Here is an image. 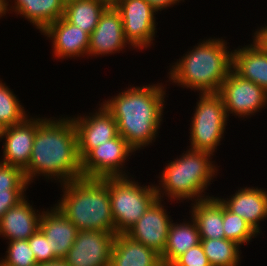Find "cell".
Segmentation results:
<instances>
[{
    "label": "cell",
    "mask_w": 267,
    "mask_h": 266,
    "mask_svg": "<svg viewBox=\"0 0 267 266\" xmlns=\"http://www.w3.org/2000/svg\"><path fill=\"white\" fill-rule=\"evenodd\" d=\"M38 117L30 162L24 170L29 185L41 176L58 184L83 177L77 132L71 116Z\"/></svg>",
    "instance_id": "6da1fadb"
},
{
    "label": "cell",
    "mask_w": 267,
    "mask_h": 266,
    "mask_svg": "<svg viewBox=\"0 0 267 266\" xmlns=\"http://www.w3.org/2000/svg\"><path fill=\"white\" fill-rule=\"evenodd\" d=\"M167 86L152 83L126 87L101 102L116 120L118 133L138 152L154 144L163 122Z\"/></svg>",
    "instance_id": "7a4b0ae2"
},
{
    "label": "cell",
    "mask_w": 267,
    "mask_h": 266,
    "mask_svg": "<svg viewBox=\"0 0 267 266\" xmlns=\"http://www.w3.org/2000/svg\"><path fill=\"white\" fill-rule=\"evenodd\" d=\"M222 38L200 39L193 49L169 65L167 83L199 94L218 93L233 66V50L229 49V42Z\"/></svg>",
    "instance_id": "3957f363"
},
{
    "label": "cell",
    "mask_w": 267,
    "mask_h": 266,
    "mask_svg": "<svg viewBox=\"0 0 267 266\" xmlns=\"http://www.w3.org/2000/svg\"><path fill=\"white\" fill-rule=\"evenodd\" d=\"M186 149L179 158L168 161L161 174L159 173V185L155 184V188L160 200L184 203L214 196L206 192L220 171V166L215 165L217 162L212 160L214 154Z\"/></svg>",
    "instance_id": "277c9868"
},
{
    "label": "cell",
    "mask_w": 267,
    "mask_h": 266,
    "mask_svg": "<svg viewBox=\"0 0 267 266\" xmlns=\"http://www.w3.org/2000/svg\"><path fill=\"white\" fill-rule=\"evenodd\" d=\"M60 185L54 205L79 231L115 232L108 178L81 177Z\"/></svg>",
    "instance_id": "5b68a950"
},
{
    "label": "cell",
    "mask_w": 267,
    "mask_h": 266,
    "mask_svg": "<svg viewBox=\"0 0 267 266\" xmlns=\"http://www.w3.org/2000/svg\"><path fill=\"white\" fill-rule=\"evenodd\" d=\"M134 176L108 178L116 234H125L159 199L155 184L141 185Z\"/></svg>",
    "instance_id": "8992f818"
},
{
    "label": "cell",
    "mask_w": 267,
    "mask_h": 266,
    "mask_svg": "<svg viewBox=\"0 0 267 266\" xmlns=\"http://www.w3.org/2000/svg\"><path fill=\"white\" fill-rule=\"evenodd\" d=\"M197 95L199 99L192 113L189 129L190 146L187 147L215 154L227 133L225 130L228 129L226 126L229 118L222 98L217 93Z\"/></svg>",
    "instance_id": "52a82bcc"
},
{
    "label": "cell",
    "mask_w": 267,
    "mask_h": 266,
    "mask_svg": "<svg viewBox=\"0 0 267 266\" xmlns=\"http://www.w3.org/2000/svg\"><path fill=\"white\" fill-rule=\"evenodd\" d=\"M134 152L126 140L118 135L91 149L81 159L83 177L101 179L131 177L133 175L126 171L125 164L132 155H135Z\"/></svg>",
    "instance_id": "ba28073f"
},
{
    "label": "cell",
    "mask_w": 267,
    "mask_h": 266,
    "mask_svg": "<svg viewBox=\"0 0 267 266\" xmlns=\"http://www.w3.org/2000/svg\"><path fill=\"white\" fill-rule=\"evenodd\" d=\"M217 94L222 98L228 118L231 114L245 120L267 108V92L252 81L241 78L233 70Z\"/></svg>",
    "instance_id": "9c48e42d"
},
{
    "label": "cell",
    "mask_w": 267,
    "mask_h": 266,
    "mask_svg": "<svg viewBox=\"0 0 267 266\" xmlns=\"http://www.w3.org/2000/svg\"><path fill=\"white\" fill-rule=\"evenodd\" d=\"M115 8L121 15L124 37L132 50L154 46L158 13L146 0H120Z\"/></svg>",
    "instance_id": "30bf717a"
},
{
    "label": "cell",
    "mask_w": 267,
    "mask_h": 266,
    "mask_svg": "<svg viewBox=\"0 0 267 266\" xmlns=\"http://www.w3.org/2000/svg\"><path fill=\"white\" fill-rule=\"evenodd\" d=\"M88 115L80 114L72 116L71 119L76 128L78 153L82 159L91 149L113 139L119 135L116 120L112 114L101 103Z\"/></svg>",
    "instance_id": "8fae6325"
},
{
    "label": "cell",
    "mask_w": 267,
    "mask_h": 266,
    "mask_svg": "<svg viewBox=\"0 0 267 266\" xmlns=\"http://www.w3.org/2000/svg\"><path fill=\"white\" fill-rule=\"evenodd\" d=\"M115 232L78 231L64 260L71 266H110Z\"/></svg>",
    "instance_id": "7c38bea8"
},
{
    "label": "cell",
    "mask_w": 267,
    "mask_h": 266,
    "mask_svg": "<svg viewBox=\"0 0 267 266\" xmlns=\"http://www.w3.org/2000/svg\"><path fill=\"white\" fill-rule=\"evenodd\" d=\"M164 200L158 199L139 220L125 233L132 240L162 254L173 217L165 209Z\"/></svg>",
    "instance_id": "4fadbf2b"
},
{
    "label": "cell",
    "mask_w": 267,
    "mask_h": 266,
    "mask_svg": "<svg viewBox=\"0 0 267 266\" xmlns=\"http://www.w3.org/2000/svg\"><path fill=\"white\" fill-rule=\"evenodd\" d=\"M126 47L132 48L125 40L121 15L115 7H107L90 34L88 59L114 55Z\"/></svg>",
    "instance_id": "5bb4252c"
},
{
    "label": "cell",
    "mask_w": 267,
    "mask_h": 266,
    "mask_svg": "<svg viewBox=\"0 0 267 266\" xmlns=\"http://www.w3.org/2000/svg\"><path fill=\"white\" fill-rule=\"evenodd\" d=\"M36 130L37 116L31 114L22 122L5 127L1 138V142L4 141L0 161L24 171L30 162Z\"/></svg>",
    "instance_id": "9a60e30c"
},
{
    "label": "cell",
    "mask_w": 267,
    "mask_h": 266,
    "mask_svg": "<svg viewBox=\"0 0 267 266\" xmlns=\"http://www.w3.org/2000/svg\"><path fill=\"white\" fill-rule=\"evenodd\" d=\"M41 35L51 40L55 59L88 58L90 35L63 17L47 26Z\"/></svg>",
    "instance_id": "2e32d148"
},
{
    "label": "cell",
    "mask_w": 267,
    "mask_h": 266,
    "mask_svg": "<svg viewBox=\"0 0 267 266\" xmlns=\"http://www.w3.org/2000/svg\"><path fill=\"white\" fill-rule=\"evenodd\" d=\"M239 188L229 198H218L230 212L243 218L260 235V223L267 219V189L249 186Z\"/></svg>",
    "instance_id": "e0dca14e"
},
{
    "label": "cell",
    "mask_w": 267,
    "mask_h": 266,
    "mask_svg": "<svg viewBox=\"0 0 267 266\" xmlns=\"http://www.w3.org/2000/svg\"><path fill=\"white\" fill-rule=\"evenodd\" d=\"M42 210L39 230L46 236L53 255L57 259H64L72 247L79 230L54 204L52 207L47 209L45 207Z\"/></svg>",
    "instance_id": "ac0fdd59"
},
{
    "label": "cell",
    "mask_w": 267,
    "mask_h": 266,
    "mask_svg": "<svg viewBox=\"0 0 267 266\" xmlns=\"http://www.w3.org/2000/svg\"><path fill=\"white\" fill-rule=\"evenodd\" d=\"M26 195L0 219V237L7 241L27 240L38 229L42 210L30 204Z\"/></svg>",
    "instance_id": "d6986e66"
},
{
    "label": "cell",
    "mask_w": 267,
    "mask_h": 266,
    "mask_svg": "<svg viewBox=\"0 0 267 266\" xmlns=\"http://www.w3.org/2000/svg\"><path fill=\"white\" fill-rule=\"evenodd\" d=\"M10 13L19 15L41 33L51 23L63 17L64 0H8ZM14 4V5H13ZM12 9V10H11Z\"/></svg>",
    "instance_id": "ffe728a7"
},
{
    "label": "cell",
    "mask_w": 267,
    "mask_h": 266,
    "mask_svg": "<svg viewBox=\"0 0 267 266\" xmlns=\"http://www.w3.org/2000/svg\"><path fill=\"white\" fill-rule=\"evenodd\" d=\"M110 266H163L152 248L136 242L126 234H116L111 250Z\"/></svg>",
    "instance_id": "44dd1931"
},
{
    "label": "cell",
    "mask_w": 267,
    "mask_h": 266,
    "mask_svg": "<svg viewBox=\"0 0 267 266\" xmlns=\"http://www.w3.org/2000/svg\"><path fill=\"white\" fill-rule=\"evenodd\" d=\"M232 70L267 92V53L261 51L254 43L250 42L233 49Z\"/></svg>",
    "instance_id": "7402d4cb"
},
{
    "label": "cell",
    "mask_w": 267,
    "mask_h": 266,
    "mask_svg": "<svg viewBox=\"0 0 267 266\" xmlns=\"http://www.w3.org/2000/svg\"><path fill=\"white\" fill-rule=\"evenodd\" d=\"M189 215L194 219L201 239L225 238L223 203L216 196L191 202Z\"/></svg>",
    "instance_id": "603a6c76"
},
{
    "label": "cell",
    "mask_w": 267,
    "mask_h": 266,
    "mask_svg": "<svg viewBox=\"0 0 267 266\" xmlns=\"http://www.w3.org/2000/svg\"><path fill=\"white\" fill-rule=\"evenodd\" d=\"M188 219H183L180 224L172 221L166 247L160 255L163 266L171 265L179 256L201 242L194 219L191 215Z\"/></svg>",
    "instance_id": "cb8c5ba5"
},
{
    "label": "cell",
    "mask_w": 267,
    "mask_h": 266,
    "mask_svg": "<svg viewBox=\"0 0 267 266\" xmlns=\"http://www.w3.org/2000/svg\"><path fill=\"white\" fill-rule=\"evenodd\" d=\"M28 186L22 169L0 161V219L26 196Z\"/></svg>",
    "instance_id": "d4e9b609"
},
{
    "label": "cell",
    "mask_w": 267,
    "mask_h": 266,
    "mask_svg": "<svg viewBox=\"0 0 267 266\" xmlns=\"http://www.w3.org/2000/svg\"><path fill=\"white\" fill-rule=\"evenodd\" d=\"M106 8L98 0H69L65 2L63 18L90 35Z\"/></svg>",
    "instance_id": "484cf974"
},
{
    "label": "cell",
    "mask_w": 267,
    "mask_h": 266,
    "mask_svg": "<svg viewBox=\"0 0 267 266\" xmlns=\"http://www.w3.org/2000/svg\"><path fill=\"white\" fill-rule=\"evenodd\" d=\"M204 252L211 266H240L241 246L225 238L201 239Z\"/></svg>",
    "instance_id": "4316f807"
},
{
    "label": "cell",
    "mask_w": 267,
    "mask_h": 266,
    "mask_svg": "<svg viewBox=\"0 0 267 266\" xmlns=\"http://www.w3.org/2000/svg\"><path fill=\"white\" fill-rule=\"evenodd\" d=\"M0 78V123L5 127L22 122L29 113L16 94Z\"/></svg>",
    "instance_id": "83f0119b"
},
{
    "label": "cell",
    "mask_w": 267,
    "mask_h": 266,
    "mask_svg": "<svg viewBox=\"0 0 267 266\" xmlns=\"http://www.w3.org/2000/svg\"><path fill=\"white\" fill-rule=\"evenodd\" d=\"M223 231L225 239L231 240L240 246L248 245L259 234L239 215L230 212L223 205Z\"/></svg>",
    "instance_id": "f1b7e54d"
},
{
    "label": "cell",
    "mask_w": 267,
    "mask_h": 266,
    "mask_svg": "<svg viewBox=\"0 0 267 266\" xmlns=\"http://www.w3.org/2000/svg\"><path fill=\"white\" fill-rule=\"evenodd\" d=\"M5 256L0 258V266H37L28 239L7 241Z\"/></svg>",
    "instance_id": "f546056e"
},
{
    "label": "cell",
    "mask_w": 267,
    "mask_h": 266,
    "mask_svg": "<svg viewBox=\"0 0 267 266\" xmlns=\"http://www.w3.org/2000/svg\"><path fill=\"white\" fill-rule=\"evenodd\" d=\"M28 242L37 264L57 259L50 250L46 236L39 229L29 237Z\"/></svg>",
    "instance_id": "4dcf8cb0"
},
{
    "label": "cell",
    "mask_w": 267,
    "mask_h": 266,
    "mask_svg": "<svg viewBox=\"0 0 267 266\" xmlns=\"http://www.w3.org/2000/svg\"><path fill=\"white\" fill-rule=\"evenodd\" d=\"M169 266H211L201 242L179 256Z\"/></svg>",
    "instance_id": "1f68e13d"
},
{
    "label": "cell",
    "mask_w": 267,
    "mask_h": 266,
    "mask_svg": "<svg viewBox=\"0 0 267 266\" xmlns=\"http://www.w3.org/2000/svg\"><path fill=\"white\" fill-rule=\"evenodd\" d=\"M253 31L252 43H254L261 51L267 53V23L258 27Z\"/></svg>",
    "instance_id": "d6a6232c"
},
{
    "label": "cell",
    "mask_w": 267,
    "mask_h": 266,
    "mask_svg": "<svg viewBox=\"0 0 267 266\" xmlns=\"http://www.w3.org/2000/svg\"><path fill=\"white\" fill-rule=\"evenodd\" d=\"M153 9L159 13L158 11L167 10L168 8H173L176 5H179V3L185 2V0H146ZM174 5V6H173Z\"/></svg>",
    "instance_id": "836d02e7"
},
{
    "label": "cell",
    "mask_w": 267,
    "mask_h": 266,
    "mask_svg": "<svg viewBox=\"0 0 267 266\" xmlns=\"http://www.w3.org/2000/svg\"><path fill=\"white\" fill-rule=\"evenodd\" d=\"M37 266H71L64 259H55L45 263H39Z\"/></svg>",
    "instance_id": "e575fe53"
},
{
    "label": "cell",
    "mask_w": 267,
    "mask_h": 266,
    "mask_svg": "<svg viewBox=\"0 0 267 266\" xmlns=\"http://www.w3.org/2000/svg\"><path fill=\"white\" fill-rule=\"evenodd\" d=\"M8 3V0H0V18H3V16L5 17V15L9 13Z\"/></svg>",
    "instance_id": "d590c367"
},
{
    "label": "cell",
    "mask_w": 267,
    "mask_h": 266,
    "mask_svg": "<svg viewBox=\"0 0 267 266\" xmlns=\"http://www.w3.org/2000/svg\"><path fill=\"white\" fill-rule=\"evenodd\" d=\"M98 1L106 5L107 7H115L120 0H98Z\"/></svg>",
    "instance_id": "8d00e7d4"
},
{
    "label": "cell",
    "mask_w": 267,
    "mask_h": 266,
    "mask_svg": "<svg viewBox=\"0 0 267 266\" xmlns=\"http://www.w3.org/2000/svg\"><path fill=\"white\" fill-rule=\"evenodd\" d=\"M4 130H5V126L0 123V142H1V138H2V136L4 134Z\"/></svg>",
    "instance_id": "74e56055"
}]
</instances>
